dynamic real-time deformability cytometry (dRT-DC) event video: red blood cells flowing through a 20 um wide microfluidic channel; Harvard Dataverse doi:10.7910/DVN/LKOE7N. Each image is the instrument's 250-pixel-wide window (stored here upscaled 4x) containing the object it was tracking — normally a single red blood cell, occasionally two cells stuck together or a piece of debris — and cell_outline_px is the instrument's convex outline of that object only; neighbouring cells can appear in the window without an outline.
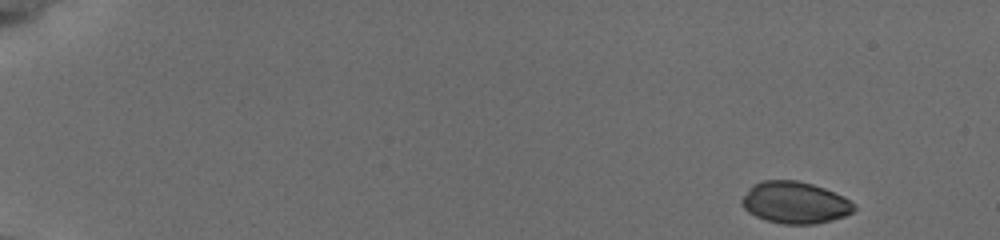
{"species": "common noctule bat (a hibernating species)", "species_latin": "Nyctalus noctula", "temperature_condition": "cold", "stored_images_in_passage": 51, "camera_frame_rate_fps": 3000, "um_per_image_px": 0.085, "animal": {"sex": "female", "body_mass_g": 19.5, "forearm_length_mm": 54.1}, "frame": {"image": 1, "passage_image": 1, "time_ms": 0.0, "image_size_px": [1000, 240], "cell_outline_px": [[856, 208], [852, 212], [844, 216], [832, 220], [816, 224], [780, 224], [764, 220], [748, 212], [740, 204], [740, 200], [748, 188], [752, 184], [760, 180], [796, 180], [812, 184], [824, 188], [844, 196], [856, 204]], "centroid_in_image_um": [67.55, 17.22], "position_along_channel_um": 17.5, "area_um2": 27.74}}
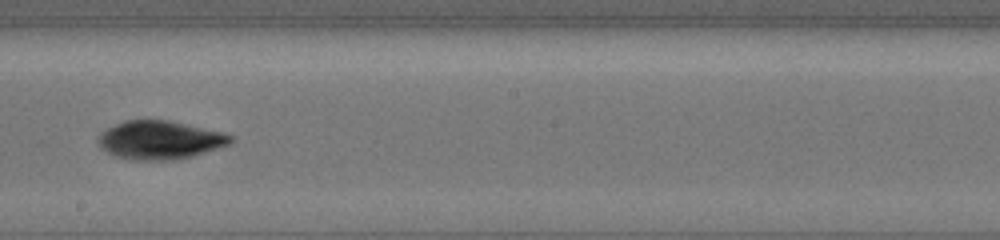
{"frame": {"image": 2, "passage_image": 30, "time_ms": 9.667, "image_size_px": [1000, 240], "cell_outline_px": [[236, 140], [232, 144], [192, 156], [176, 160], [136, 160], [116, 156], [100, 148], [96, 140], [100, 132], [124, 120], [168, 120], [224, 132], [232, 136]], "centroid_in_image_um": [13.61, 11.9], "position_along_channel_um": 234.6, "area_um2": 29.88}}
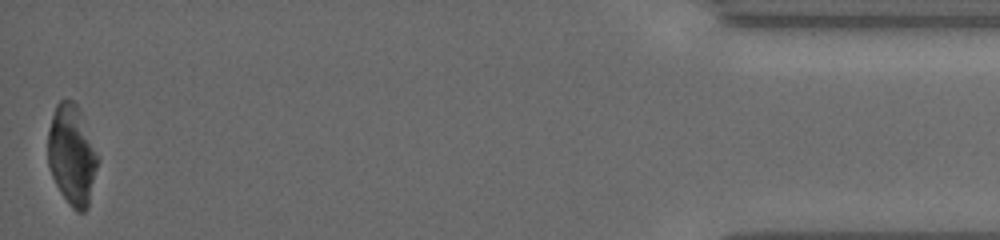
{"frame": {"image": 3, "passage_image": 51, "time_ms": 16.667, "image_size_px": [1000, 240], "cell_outline_px": [[100, 160], [88, 208], [84, 212], [76, 212], [68, 204], [60, 192], [52, 176], [48, 164], [48, 128], [56, 104], [60, 100], [72, 100], [80, 108], [100, 156]], "centroid_in_image_um": [6.15, 13.18], "position_along_channel_um": 429.0, "area_um2": 29.88}, "authors_computed_cell_mechanics": {"area_um2": 29.3046, "velocity_mm_per_s": 3.8324, "shape_relaxation_time_tau1_ms": 6.7178, "shape_relaxation_time_tau2_ms": null, "deformation_change_tau1": 0.174, "deformation_change_tau2": null}}